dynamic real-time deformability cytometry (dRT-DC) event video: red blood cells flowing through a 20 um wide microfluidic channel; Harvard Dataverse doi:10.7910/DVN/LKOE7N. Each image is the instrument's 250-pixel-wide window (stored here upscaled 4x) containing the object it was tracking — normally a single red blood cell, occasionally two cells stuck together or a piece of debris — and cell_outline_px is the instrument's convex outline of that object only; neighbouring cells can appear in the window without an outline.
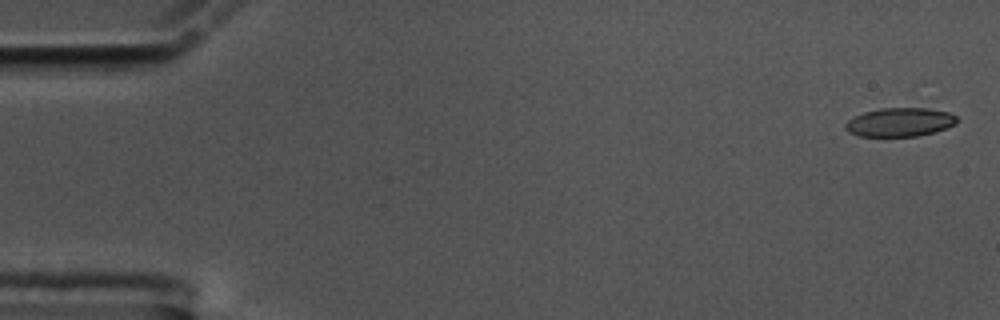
{"species": "common noctule bat (a hibernating species)", "species_latin": "Nyctalus noctula", "temperature_condition": "cold", "stored_images_in_passage": 57, "camera_frame_rate_fps": 3000, "um_per_image_px": 0.085, "animal": {"sex": "male", "body_mass_g": 17.5, "forearm_length_mm": 52.3}, "frame": {"image": 1, "passage_image": 2, "time_ms": 0.333, "image_size_px": [1000, 320], "cell_outline_px": [[960, 120], [956, 124], [936, 132], [920, 136], [860, 136], [848, 132], [844, 128], [844, 124], [848, 120], [864, 112], [880, 108], [928, 108], [948, 112], [956, 116]], "centroid_in_image_um": [76.51, 10.39], "position_along_channel_um": 8.5, "area_um2": 18.84}}
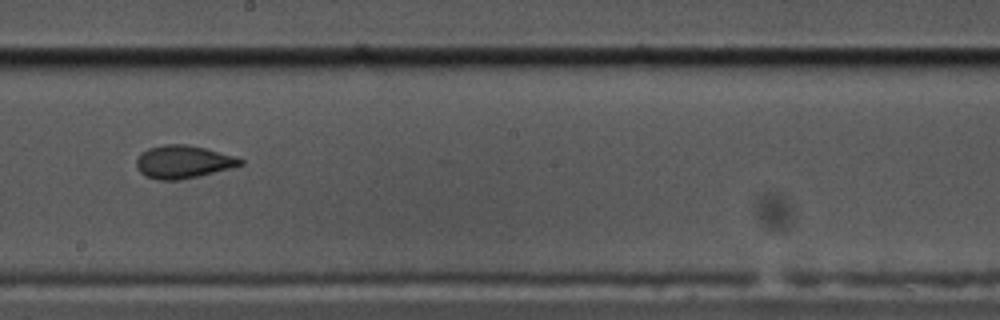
{"frame": {"image": 2, "passage_image": 32, "time_ms": 10.333, "image_size_px": [1000, 320], "cell_outline_px": [[244, 164], [232, 168], [196, 176], [176, 180], [160, 180], [144, 176], [136, 168], [136, 160], [140, 152], [148, 148], [164, 144], [184, 144], [204, 148], [232, 156], [244, 160]], "centroid_in_image_um": [15.51, 13.76], "position_along_channel_um": 232.7, "area_um2": 19.77}}
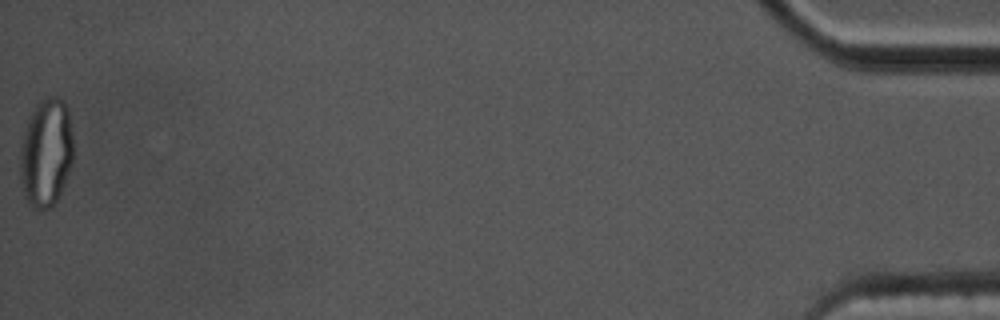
{"frame": {"image": 3, "passage_image": 57, "time_ms": 18.667, "image_size_px": [1000, 320], "cell_outline_px": [[72, 164], [64, 184], [56, 200], [48, 208], [36, 208], [28, 204], [24, 196], [20, 180], [20, 152], [24, 132], [28, 116], [36, 104], [40, 100], [48, 96], [60, 96], [64, 100], [68, 108], [72, 136]], "centroid_in_image_um": [3.91, 12.93], "position_along_channel_um": 431.3, "area_um2": 33.76}, "authors_computed_cell_mechanics": {"area_um2": 19.941, "velocity_mm_per_s": 3.5698, "shape_relaxation_time_tau1_ms": null, "shape_relaxation_time_tau2_ms": 1.8133, "deformation_change_tau1": null, "deformation_change_tau2": 0.0571}}